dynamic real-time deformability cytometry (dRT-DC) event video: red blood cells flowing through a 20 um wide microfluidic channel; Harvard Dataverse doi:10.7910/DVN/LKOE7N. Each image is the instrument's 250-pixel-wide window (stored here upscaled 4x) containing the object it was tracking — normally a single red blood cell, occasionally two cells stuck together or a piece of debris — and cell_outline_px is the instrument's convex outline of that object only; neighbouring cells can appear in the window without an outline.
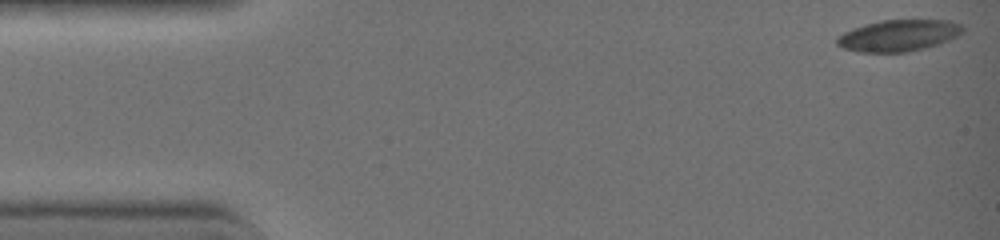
{"species": "common noctule bat (a hibernating species)", "species_latin": "Nyctalus noctula", "temperature_condition": "warm", "stored_images_in_passage": 39, "camera_frame_rate_fps": 3000, "um_per_image_px": 0.085, "animal": {"sex": "female", "body_mass_g": 19.0, "forearm_length_mm": 51.5}, "frame": {"image": 1, "passage_image": 1, "time_ms": 0.0, "image_size_px": [1000, 240], "cell_outline_px": [[964, 32], [948, 40], [924, 48], [904, 52], [856, 52], [844, 48], [836, 44], [836, 36], [844, 32], [864, 24], [880, 20], [948, 20], [960, 24], [964, 28]], "centroid_in_image_um": [76.34, 3.01], "position_along_channel_um": 8.7, "area_um2": 23.0}}
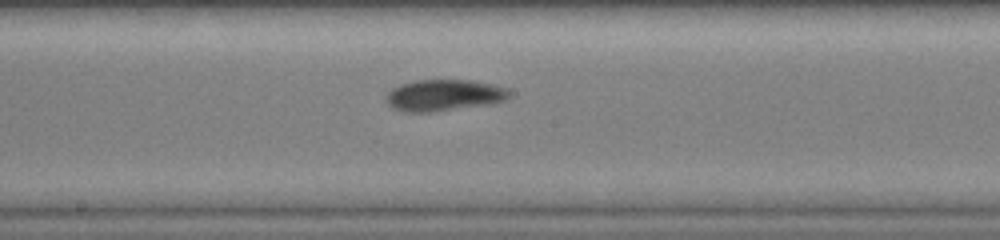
{"frame": {"image": 2, "passage_image": 23, "time_ms": 7.333, "image_size_px": [1000, 240], "cell_outline_px": [[512, 92], [504, 100], [488, 104], [428, 112], [412, 112], [396, 108], [388, 104], [388, 92], [392, 88], [400, 84], [416, 80], [472, 80], [492, 84], [508, 88]], "centroid_in_image_um": [37.77, 8.07], "position_along_channel_um": 210.4, "area_um2": 22.14}}
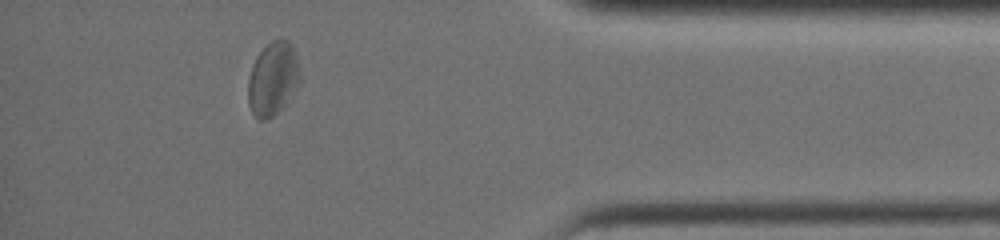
{"frame": {"image": 3, "passage_image": 38, "time_ms": 12.333, "image_size_px": [1000, 240], "cell_outline_px": [[300, 80], [284, 104], [272, 116], [264, 120], [260, 120], [252, 112], [248, 104], [248, 80], [252, 64], [256, 56], [272, 40], [280, 36], [288, 40], [292, 44], [296, 56], [300, 72]], "centroid_in_image_um": [23.18, 6.63], "position_along_channel_um": 412.0, "area_um2": 22.02}, "authors_computed_cell_mechanics": {"area_um2": 22.1374, "velocity_mm_per_s": 4.4653, "shape_relaxation_time_tau1_ms": 7.0197, "shape_relaxation_time_tau2_ms": 1.3404, "deformation_change_tau1": 0.1566, "deformation_change_tau2": 0.0615}}